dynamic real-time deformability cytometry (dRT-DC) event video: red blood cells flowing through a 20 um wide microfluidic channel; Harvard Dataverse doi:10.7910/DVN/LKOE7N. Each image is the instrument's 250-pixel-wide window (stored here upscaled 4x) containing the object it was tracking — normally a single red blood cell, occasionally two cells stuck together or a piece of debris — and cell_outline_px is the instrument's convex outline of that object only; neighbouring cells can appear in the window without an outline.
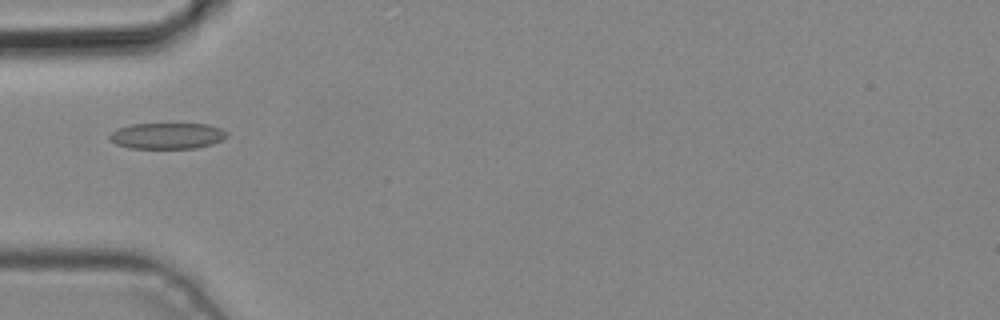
{"species": "common noctule bat (a hibernating species)", "species_latin": "Nyctalus noctula", "temperature_condition": "cold", "stored_images_in_passage": 5, "camera_frame_rate_fps": 3000, "um_per_image_px": 0.085, "animal": {"sex": "male", "body_mass_g": 19.2, "forearm_length_mm": 51.8}, "frame": {"image": 1, "passage_image": 4, "time_ms": 1.0, "image_size_px": [1000, 320], "cell_outline_px": [[228, 136], [212, 144], [196, 148], [128, 148], [116, 144], [108, 140], [108, 136], [116, 128], [132, 124], [208, 124], [220, 128], [228, 132]], "centroid_in_image_um": [14.18, 11.54], "position_along_channel_um": 70.8, "area_um2": 17.92}}
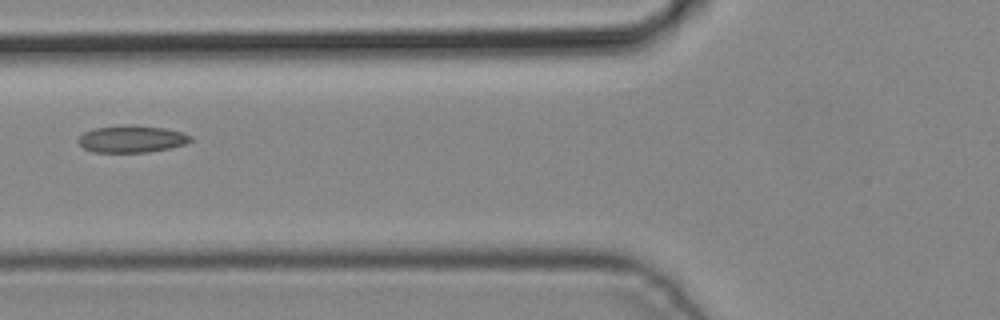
{"frame": {"image": 2, "passage_image": 5, "time_ms": 1.333, "image_size_px": [1000, 320], "cell_outline_px": [[192, 140], [184, 144], [168, 148], [148, 152], [92, 152], [84, 148], [80, 144], [80, 136], [84, 132], [92, 128], [124, 124], [164, 128], [180, 132], [192, 136]], "centroid_in_image_um": [11.17, 11.8], "position_along_channel_um": 114.6, "area_um2": 17.57}}